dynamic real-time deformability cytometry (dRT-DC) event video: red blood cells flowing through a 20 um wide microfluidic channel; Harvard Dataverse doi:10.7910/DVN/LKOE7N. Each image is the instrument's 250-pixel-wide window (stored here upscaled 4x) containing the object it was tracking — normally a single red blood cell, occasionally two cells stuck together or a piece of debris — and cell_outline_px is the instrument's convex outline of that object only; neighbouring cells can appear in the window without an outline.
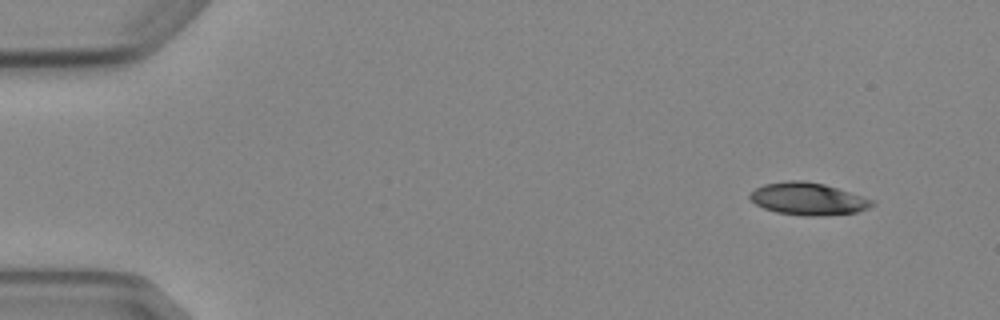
{"species": "Egyptian fruit bat (a non-hibernating species)", "species_latin": "Rousettus aegyptiacus", "temperature_condition": "cold", "stored_images_in_passage": 5, "camera_frame_rate_fps": 3000, "um_per_image_px": 0.085, "animal": {"sex": "female"}, "frame": {"image": 1, "passage_image": 1, "time_ms": 0.0, "image_size_px": [1000, 320], "cell_outline_px": [[876, 204], [868, 208], [856, 212], [820, 216], [804, 216], [776, 212], [764, 208], [756, 204], [748, 196], [756, 188], [764, 184], [788, 180], [804, 180], [824, 184], [876, 200]], "centroid_in_image_um": [68.71, 16.9], "position_along_channel_um": 16.3, "area_um2": 23.06}}
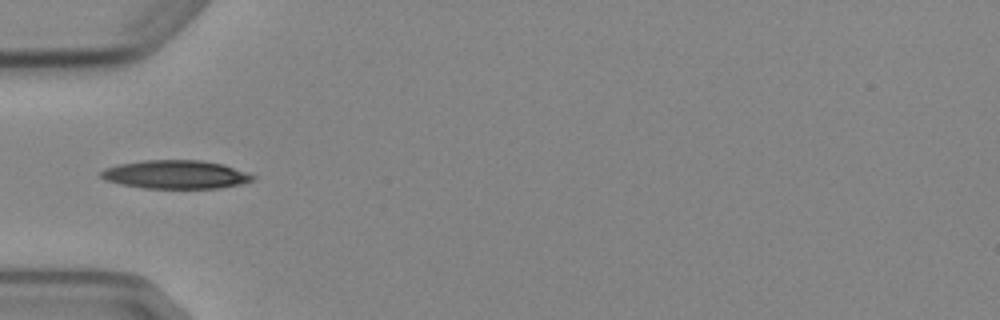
{"frame": {"image": 2, "passage_image": 4, "time_ms": 4.333, "image_size_px": [1000, 320], "cell_outline_px": [[256, 180], [240, 184], [220, 188], [144, 188], [120, 184], [108, 180], [100, 176], [100, 172], [104, 168], [116, 164], [144, 160], [200, 160], [224, 164], [256, 176]], "centroid_in_image_um": [14.94, 14.83], "position_along_channel_um": 70.1, "area_um2": 25.26}}
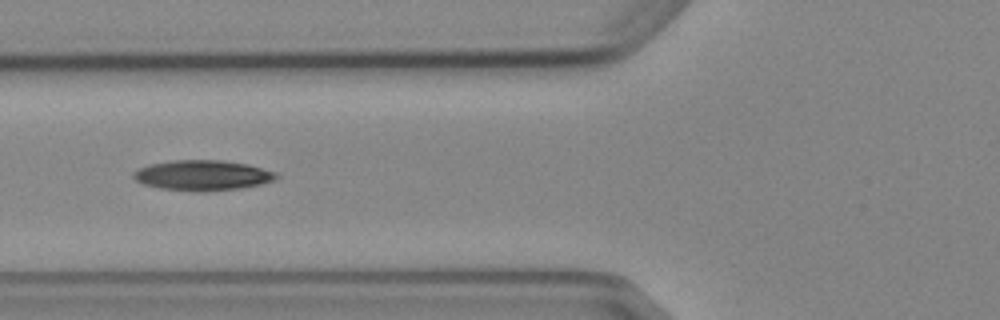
{"frame": {"image": 3, "passage_image": 5, "time_ms": 5.333, "image_size_px": [1000, 320], "cell_outline_px": [[280, 176], [276, 180], [260, 184], [240, 188], [200, 192], [196, 192], [160, 188], [144, 184], [136, 180], [132, 176], [132, 172], [148, 164], [172, 160], [224, 160], [248, 164], [276, 172]], "centroid_in_image_um": [17.23, 14.9], "position_along_channel_um": 108.6, "area_um2": 25.37}}